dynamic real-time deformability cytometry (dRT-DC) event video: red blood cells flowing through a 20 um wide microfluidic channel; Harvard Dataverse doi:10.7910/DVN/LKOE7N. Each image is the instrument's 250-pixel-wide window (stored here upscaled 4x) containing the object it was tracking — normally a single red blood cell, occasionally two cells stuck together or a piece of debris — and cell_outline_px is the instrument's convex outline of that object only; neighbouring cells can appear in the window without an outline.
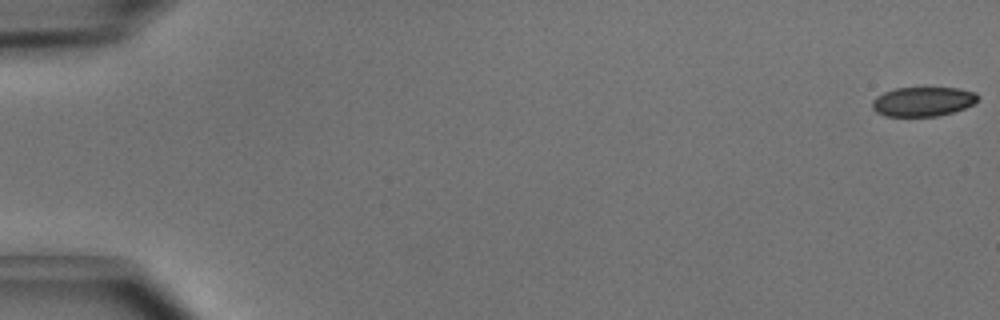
{"species": "common noctule bat (a hibernating species)", "species_latin": "Nyctalus noctula", "temperature_condition": "cold", "stored_images_in_passage": 51, "camera_frame_rate_fps": 3000, "um_per_image_px": 0.085, "animal": {"sex": "male", "body_mass_g": 15.6}, "frame": {"image": 1, "passage_image": 1, "time_ms": 0.0, "image_size_px": [1000, 320], "cell_outline_px": [[980, 96], [972, 104], [964, 108], [952, 112], [936, 116], [884, 116], [876, 112], [872, 108], [872, 100], [876, 96], [884, 92], [896, 88], [960, 88], [976, 92]], "centroid_in_image_um": [78.43, 8.63], "position_along_channel_um": 6.6, "area_um2": 18.09}}
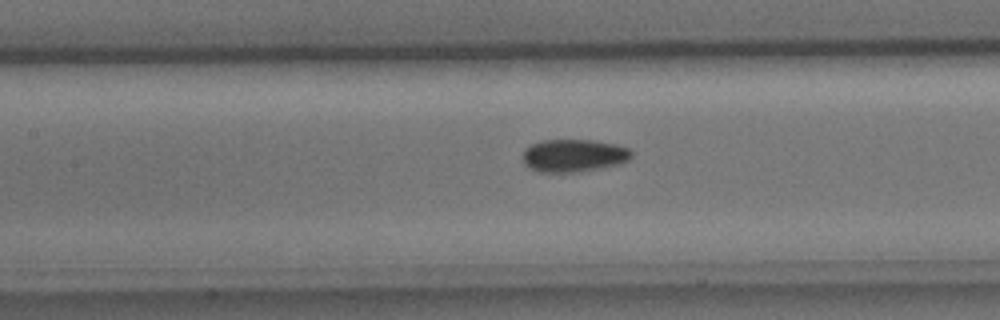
{"frame": {"image": 2, "passage_image": 24, "time_ms": 7.667, "image_size_px": [1000, 320], "cell_outline_px": [[632, 156], [628, 160], [620, 164], [580, 172], [536, 172], [524, 164], [520, 156], [524, 148], [528, 144], [540, 140], [592, 140], [616, 144], [628, 148], [632, 152]], "centroid_in_image_um": [48.7, 13.22], "position_along_channel_um": 158.7, "area_um2": 21.21}}
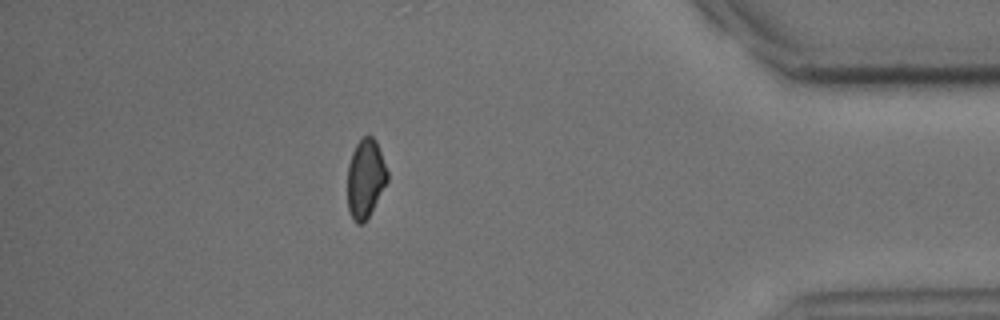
{"frame": {"image": 3, "passage_image": 45, "time_ms": 14.667, "image_size_px": [1000, 320], "cell_outline_px": [[388, 180], [364, 224], [356, 224], [352, 220], [348, 208], [348, 164], [352, 152], [356, 144], [368, 132], [376, 140], [388, 172]], "centroid_in_image_um": [31.06, 15.16], "position_along_channel_um": 404.1, "area_um2": 18.38}, "authors_computed_cell_mechanics": {"area_um2": 19.7098, "velocity_mm_per_s": 4.0521, "shape_relaxation_time_tau1_ms": 3.7092, "shape_relaxation_time_tau2_ms": 5.2905, "deformation_change_tau1": 0.069, "deformation_change_tau2": 0.1077}}